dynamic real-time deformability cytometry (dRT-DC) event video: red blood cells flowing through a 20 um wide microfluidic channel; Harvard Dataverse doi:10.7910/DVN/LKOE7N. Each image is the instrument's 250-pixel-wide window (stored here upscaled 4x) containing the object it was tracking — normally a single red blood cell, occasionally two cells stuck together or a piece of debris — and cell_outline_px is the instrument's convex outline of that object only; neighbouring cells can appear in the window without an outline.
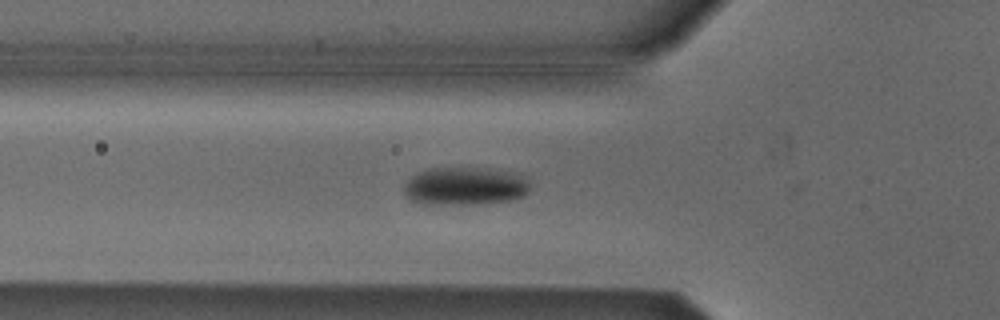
{"species": "Egyptian fruit bat (a non-hibernating species)", "species_latin": "Rousettus aegyptiacus", "temperature_condition": "cold", "stored_images_in_passage": 28, "camera_frame_rate_fps": 3000, "um_per_image_px": 0.085, "animal": {"sex": "male"}, "frame": {"image": 1, "passage_image": 4, "time_ms": 1.0, "image_size_px": [1000, 320], "cell_outline_px": [[528, 192], [524, 196], [512, 200], [476, 204], [424, 204], [412, 200], [404, 196], [404, 184], [412, 176], [428, 168], [476, 168], [516, 172], [524, 176], [528, 180]], "centroid_in_image_um": [39.53, 15.83], "position_along_channel_um": 86.3, "area_um2": 28.03}}
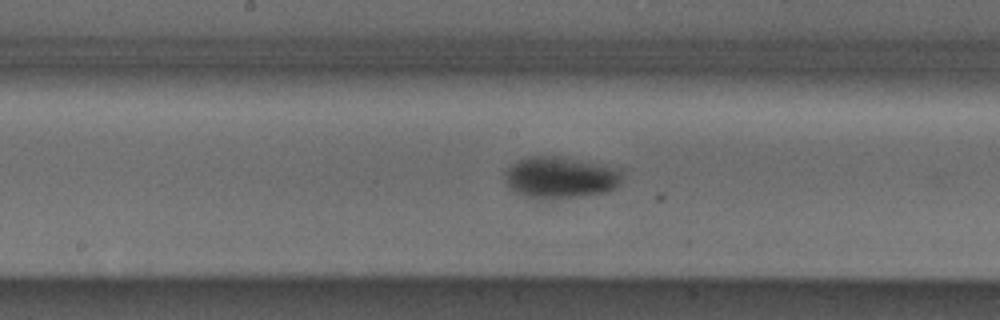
{"frame": {"image": 2, "passage_image": 13, "time_ms": 4.0, "image_size_px": [1000, 320], "cell_outline_px": [[620, 184], [616, 188], [604, 192], [580, 196], [524, 196], [508, 188], [504, 180], [504, 172], [512, 164], [520, 160], [532, 156], [556, 156], [620, 168]], "centroid_in_image_um": [47.61, 15.05], "position_along_channel_um": 200.6, "area_um2": 27.57}}
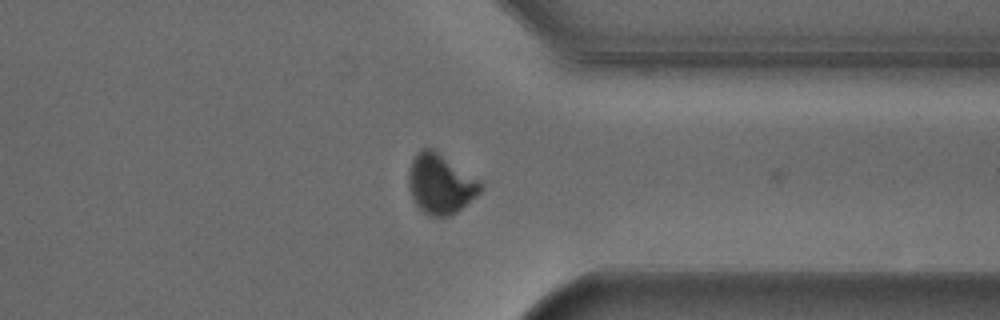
{"frame": {"image": 3, "passage_image": 27, "time_ms": 8.667, "image_size_px": [1000, 320], "cell_outline_px": [[484, 188], [476, 196], [456, 212], [448, 216], [428, 216], [416, 204], [408, 188], [408, 172], [412, 160], [420, 148], [432, 148], [476, 180]], "centroid_in_image_um": [37.38, 15.65], "position_along_channel_um": 374.0, "area_um2": 24.39}}